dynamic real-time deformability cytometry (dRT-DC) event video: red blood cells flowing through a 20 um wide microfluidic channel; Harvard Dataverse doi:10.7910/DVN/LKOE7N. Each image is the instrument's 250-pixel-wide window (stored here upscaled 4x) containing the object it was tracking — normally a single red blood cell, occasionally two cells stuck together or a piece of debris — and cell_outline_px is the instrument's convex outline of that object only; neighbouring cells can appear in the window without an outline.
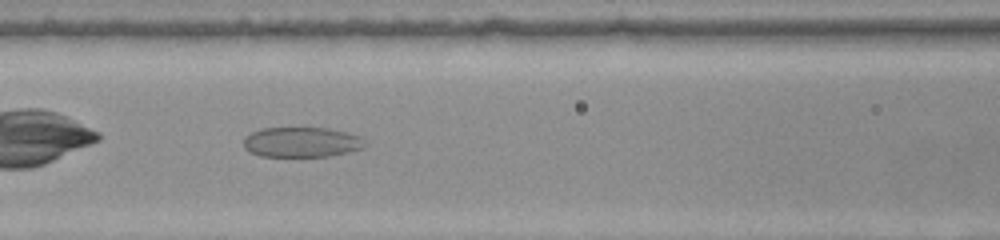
{"species": "common noctule bat (a hibernating species)", "species_latin": "Nyctalus noctula", "temperature_condition": "warm", "stored_images_in_passage": 34, "camera_frame_rate_fps": 3000, "um_per_image_px": 0.085, "animal": {"sex": "female", "body_mass_g": 22.0, "forearm_length_mm": 56.7}, "frame": {"image": 1, "passage_image": 6, "time_ms": 1.667, "image_size_px": [1000, 240], "cell_outline_px": [[368, 144], [364, 148], [348, 152], [328, 156], [260, 156], [244, 148], [244, 136], [260, 128], [328, 128], [348, 132], [360, 136]], "centroid_in_image_um": [25.67, 12.07], "position_along_channel_um": 140.9, "area_um2": 21.39}}
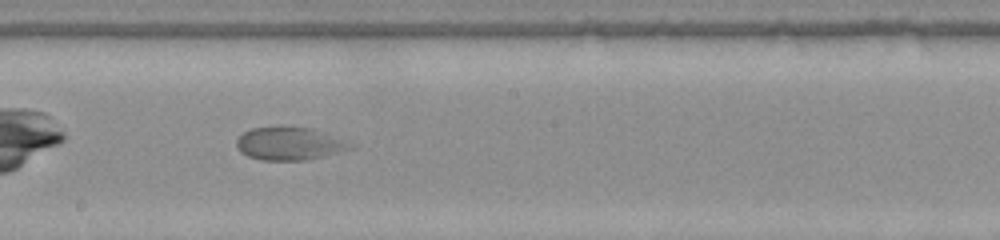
{"frame": {"image": 2, "passage_image": 12, "time_ms": 3.667, "image_size_px": [1000, 240], "cell_outline_px": [[356, 144], [352, 148], [340, 152], [308, 160], [260, 160], [248, 156], [240, 152], [236, 148], [236, 140], [244, 132], [252, 128], [284, 124], [312, 128]], "centroid_in_image_um": [24.59, 12.18], "position_along_channel_um": 223.6, "area_um2": 22.48}}
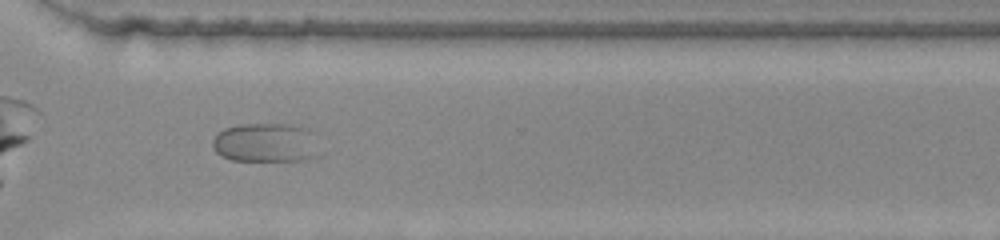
{"frame": {"image": 3, "passage_image": 21, "time_ms": 6.667, "image_size_px": [1000, 240], "cell_outline_px": [[316, 156], [300, 160], [232, 160], [220, 156], [212, 148], [212, 140], [224, 128], [236, 124], [292, 124], [308, 128]], "centroid_in_image_um": [22.46, 12.11], "position_along_channel_um": 348.1, "area_um2": 23.87}}